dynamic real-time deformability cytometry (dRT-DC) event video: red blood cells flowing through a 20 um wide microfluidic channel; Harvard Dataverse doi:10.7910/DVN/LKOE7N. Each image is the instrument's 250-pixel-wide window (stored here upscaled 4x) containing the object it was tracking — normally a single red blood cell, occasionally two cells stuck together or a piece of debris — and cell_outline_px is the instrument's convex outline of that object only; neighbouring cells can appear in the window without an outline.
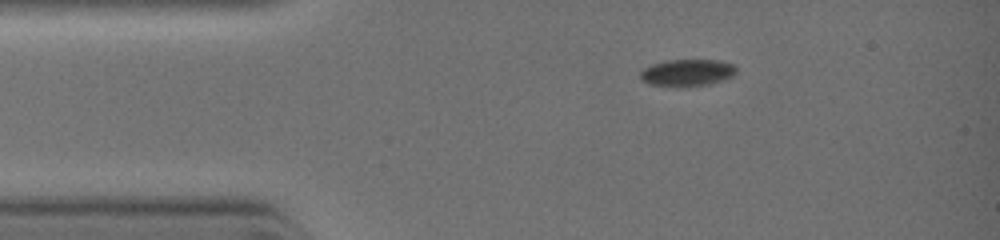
{"species": "common noctule bat (a hibernating species)", "species_latin": "Nyctalus noctula", "temperature_condition": "warm", "stored_images_in_passage": 5, "camera_frame_rate_fps": 3000, "um_per_image_px": 0.085, "animal": {"sex": "female", "body_mass_g": 19.0, "forearm_length_mm": 51.5}, "frame": {"image": 1, "passage_image": 1, "time_ms": 0.0, "image_size_px": [1000, 240], "cell_outline_px": [[736, 72], [732, 76], [708, 84], [680, 88], [676, 88], [648, 84], [640, 76], [640, 72], [644, 68], [652, 64], [668, 60], [720, 60], [732, 64], [736, 68]], "centroid_in_image_um": [58.38, 6.19], "position_along_channel_um": 26.6, "area_um2": 15.14}}
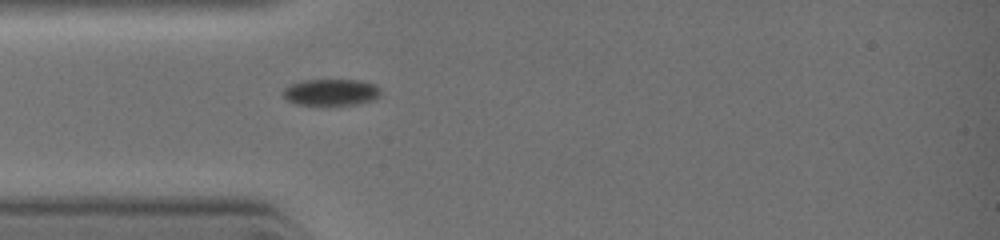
{"frame": {"image": 2, "passage_image": 5, "time_ms": 1.333, "image_size_px": [1000, 240], "cell_outline_px": [[380, 96], [372, 100], [356, 104], [296, 104], [288, 100], [280, 92], [284, 88], [292, 84], [304, 80], [356, 80], [376, 84], [380, 88]], "centroid_in_image_um": [28.14, 7.83], "position_along_channel_um": 56.9, "area_um2": 14.91}}